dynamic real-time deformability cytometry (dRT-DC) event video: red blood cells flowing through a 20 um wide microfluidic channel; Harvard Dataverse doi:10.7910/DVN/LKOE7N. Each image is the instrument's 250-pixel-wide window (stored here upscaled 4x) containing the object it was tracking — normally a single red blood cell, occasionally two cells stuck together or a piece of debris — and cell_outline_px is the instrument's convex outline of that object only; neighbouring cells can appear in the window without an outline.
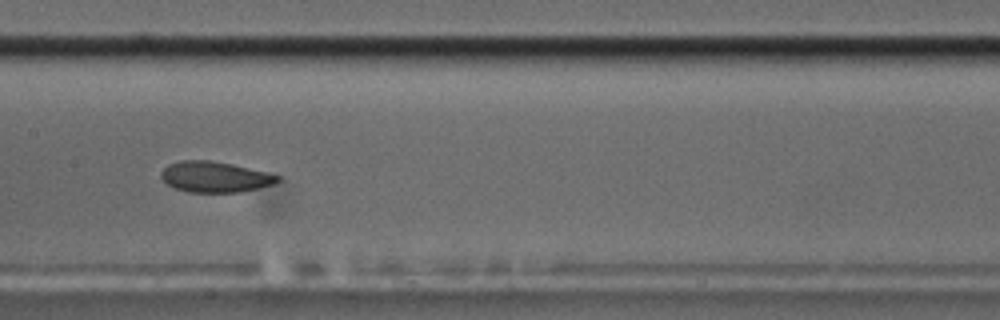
{"species": "common noctule bat (a hibernating species)", "species_latin": "Nyctalus noctula", "temperature_condition": "cold", "stored_images_in_passage": 42, "camera_frame_rate_fps": 3000, "um_per_image_px": 0.085, "animal": {"sex": "male", "body_mass_g": 17.5, "forearm_length_mm": 52.3}, "frame": {"image": 1, "passage_image": 14, "time_ms": 4.333, "image_size_px": [1000, 320], "cell_outline_px": [[280, 180], [272, 184], [260, 188], [240, 192], [188, 192], [176, 188], [168, 184], [160, 176], [160, 172], [168, 164], [180, 160], [208, 160], [232, 164], [268, 172], [280, 176]], "centroid_in_image_um": [18.27, 15.03], "position_along_channel_um": 189.1, "area_um2": 20.87}}
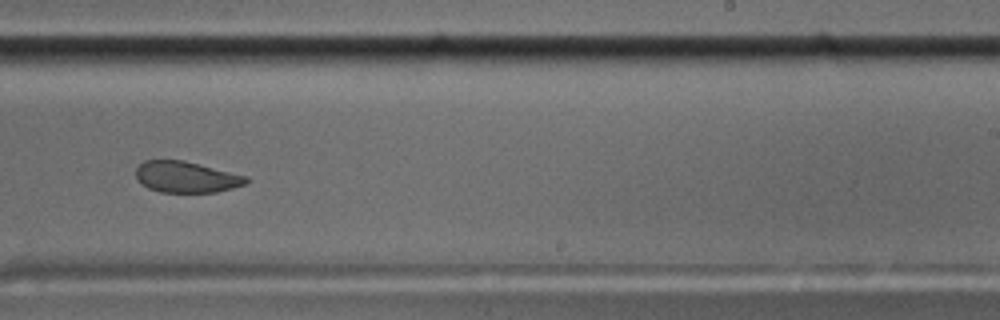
{"frame": {"image": 2, "passage_image": 21, "time_ms": 6.667, "image_size_px": [1000, 320], "cell_outline_px": [[248, 184], [216, 192], [160, 192], [148, 188], [136, 176], [136, 168], [144, 160], [184, 160], [248, 176]], "centroid_in_image_um": [15.87, 15.04], "position_along_channel_um": 273.1, "area_um2": 20.0}}
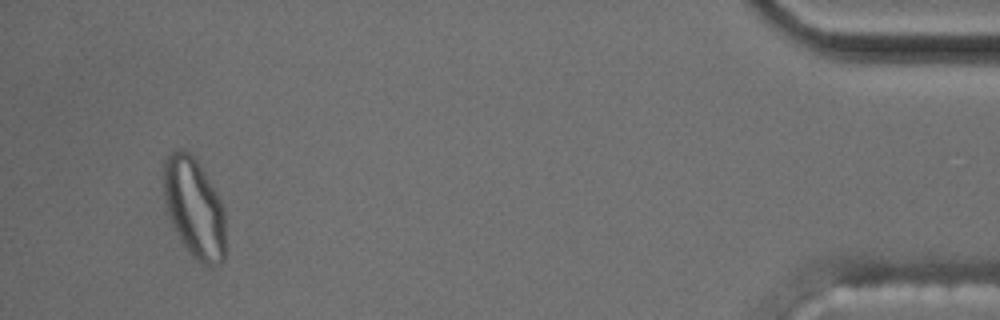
{"frame": {"image": 3, "passage_image": 39, "time_ms": 12.667, "image_size_px": [1000, 320], "cell_outline_px": [[224, 260], [220, 264], [204, 264], [196, 260], [192, 256], [180, 240], [168, 212], [164, 196], [164, 160], [172, 152], [180, 148], [188, 152], [196, 160], [204, 172], [216, 192], [224, 208]], "centroid_in_image_um": [16.51, 17.67], "position_along_channel_um": 418.7, "area_um2": 35.37}, "authors_computed_cell_mechanics": {"area_um2": 22.0507, "velocity_mm_per_s": 3.6116, "shape_relaxation_time_tau1_ms": null, "shape_relaxation_time_tau2_ms": 2.2708, "deformation_change_tau1": null, "deformation_change_tau2": 0.0719}}